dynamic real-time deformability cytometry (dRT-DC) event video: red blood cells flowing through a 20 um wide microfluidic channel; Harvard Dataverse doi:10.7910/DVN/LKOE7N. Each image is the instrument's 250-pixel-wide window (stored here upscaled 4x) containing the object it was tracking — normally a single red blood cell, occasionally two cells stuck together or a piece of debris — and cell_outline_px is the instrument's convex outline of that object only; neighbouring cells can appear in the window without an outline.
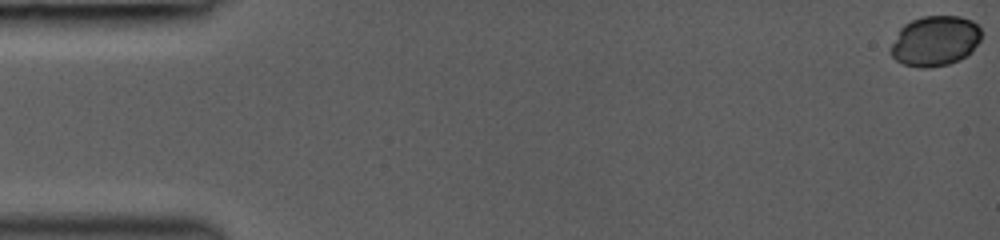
{"species": "common noctule bat (a hibernating species)", "species_latin": "Nyctalus noctula", "temperature_condition": "room temperature", "stored_images_in_passage": 46, "camera_frame_rate_fps": 3000, "um_per_image_px": 0.085, "animal": {"sex": "female", "body_mass_g": 19.0, "forearm_length_mm": 53.3}, "frame": {"image": 1, "passage_image": 1, "time_ms": 0.0, "image_size_px": [1000, 240], "cell_outline_px": [[980, 40], [972, 52], [960, 60], [948, 64], [928, 68], [920, 68], [904, 64], [896, 60], [892, 56], [892, 44], [900, 28], [904, 24], [920, 16], [960, 16], [972, 20], [980, 28]], "centroid_in_image_um": [79.5, 3.48], "position_along_channel_um": 5.5, "area_um2": 26.53}}
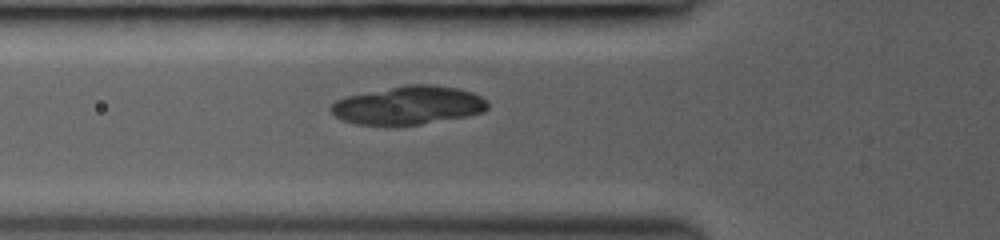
{"frame": {"image": 2, "passage_image": 18, "time_ms": 5.667, "image_size_px": [1000, 240], "cell_outline_px": [[488, 108], [484, 112], [468, 116], [420, 124], [356, 124], [344, 120], [336, 116], [328, 108], [336, 100], [344, 96], [404, 84], [428, 84], [460, 88], [472, 92], [488, 100]], "centroid_in_image_um": [34.73, 8.92], "position_along_channel_um": 91.1, "area_um2": 35.14}}
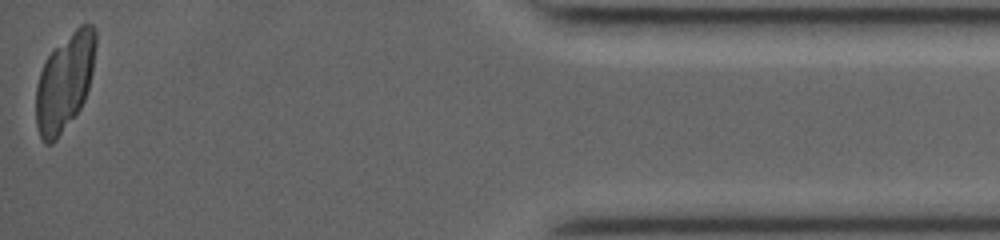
{"frame": {"image": 3, "passage_image": 46, "time_ms": 15.0, "image_size_px": [1000, 240], "cell_outline_px": [[96, 44], [92, 72], [88, 88], [84, 100], [80, 108], [56, 140], [52, 144], [44, 144], [40, 136], [36, 124], [36, 84], [40, 72], [48, 56], [80, 24], [92, 24], [96, 28]], "centroid_in_image_um": [5.5, 6.99], "position_along_channel_um": 429.7, "area_um2": 33.41}}